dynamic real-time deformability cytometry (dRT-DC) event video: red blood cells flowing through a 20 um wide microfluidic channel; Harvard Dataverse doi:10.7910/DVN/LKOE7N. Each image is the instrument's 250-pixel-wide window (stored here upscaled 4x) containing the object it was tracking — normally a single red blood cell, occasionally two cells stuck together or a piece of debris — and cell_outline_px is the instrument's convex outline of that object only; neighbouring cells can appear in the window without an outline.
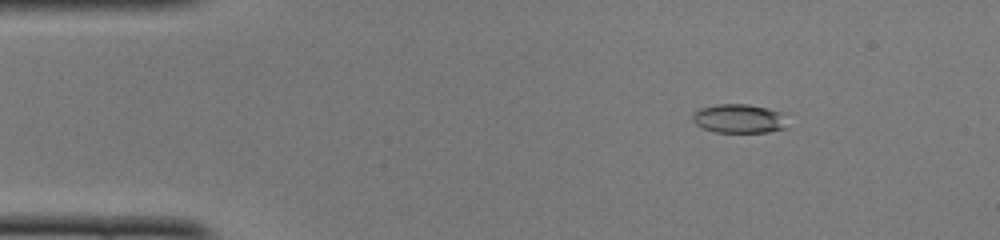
{"species": "common noctule bat (a hibernating species)", "species_latin": "Nyctalus noctula", "temperature_condition": "cold", "stored_images_in_passage": 47, "camera_frame_rate_fps": 3000, "um_per_image_px": 0.085, "animal": {"sex": "female", "body_mass_g": 22.0, "forearm_length_mm": 56.7}, "frame": {"image": 1, "passage_image": 5, "time_ms": 1.333, "image_size_px": [1000, 240], "cell_outline_px": [[784, 128], [768, 132], [716, 132], [704, 128], [696, 124], [692, 120], [692, 116], [700, 108], [716, 104], [748, 104], [768, 108], [780, 112]], "centroid_in_image_um": [62.75, 10.07], "position_along_channel_um": 22.3, "area_um2": 15.61}}
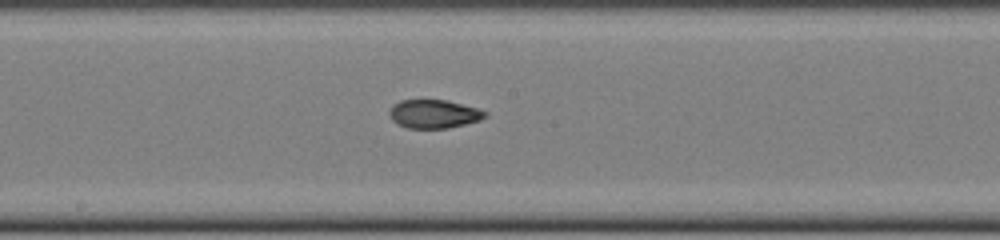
{"frame": {"image": 2, "passage_image": 24, "time_ms": 7.667, "image_size_px": [1000, 240], "cell_outline_px": [[488, 116], [480, 120], [448, 128], [408, 128], [396, 124], [392, 120], [388, 112], [392, 104], [400, 100], [448, 100], [476, 108], [488, 112]], "centroid_in_image_um": [36.86, 9.68], "position_along_channel_um": 211.3, "area_um2": 16.01}}
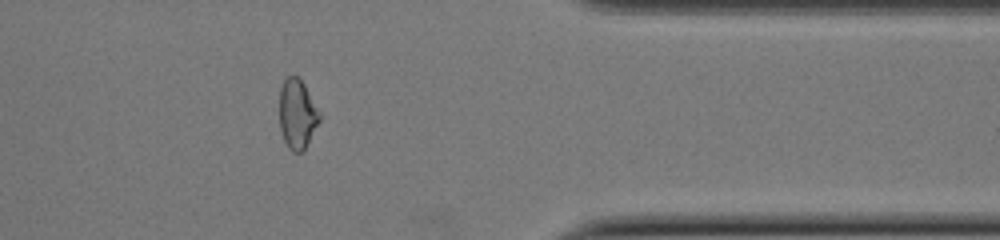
{"frame": {"image": 3, "passage_image": 38, "time_ms": 12.333, "image_size_px": [1000, 240], "cell_outline_px": [[320, 120], [304, 148], [300, 152], [292, 152], [288, 148], [284, 140], [280, 128], [280, 88], [284, 80], [288, 76], [296, 76], [304, 84], [320, 112]], "centroid_in_image_um": [25.25, 9.69], "position_along_channel_um": 386.1, "area_um2": 15.95}, "authors_computed_cell_mechanics": {"area_um2": 16.3574, "velocity_mm_per_s": 4.1131, "shape_relaxation_time_tau1_ms": null, "shape_relaxation_time_tau2_ms": 2.1559, "deformation_change_tau1": null, "deformation_change_tau2": 0.0832}}